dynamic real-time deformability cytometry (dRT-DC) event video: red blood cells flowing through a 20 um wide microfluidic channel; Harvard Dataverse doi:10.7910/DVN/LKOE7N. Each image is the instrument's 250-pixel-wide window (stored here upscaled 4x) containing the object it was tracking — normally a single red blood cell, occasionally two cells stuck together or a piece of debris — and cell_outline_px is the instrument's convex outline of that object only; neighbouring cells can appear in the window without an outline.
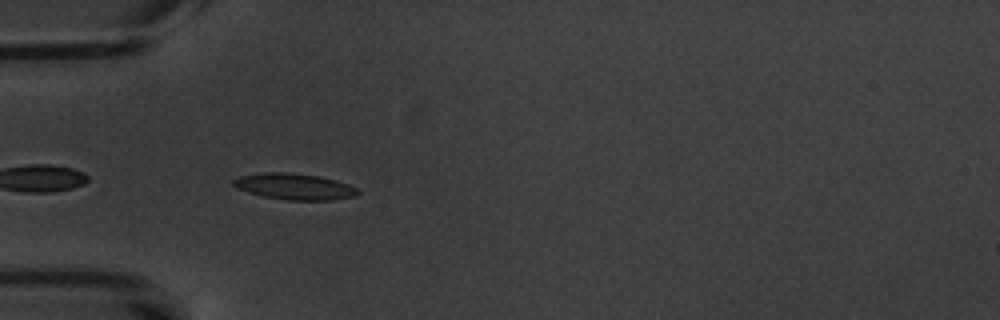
{"species": "common noctule bat (a hibernating species)", "species_latin": "Nyctalus noctula", "temperature_condition": "warm", "stored_images_in_passage": 7, "camera_frame_rate_fps": 3000, "um_per_image_px": 0.085, "animal": {"sex": "male", "body_mass_g": 20.1, "forearm_length_mm": 53.5}, "frame": {"image": 1, "passage_image": 5, "time_ms": 5.667, "image_size_px": [1000, 320], "cell_outline_px": [[360, 192], [356, 196], [332, 200], [288, 200], [264, 196], [248, 192], [236, 188], [232, 184], [232, 180], [240, 176], [264, 172], [292, 172], [320, 176], [336, 180], [348, 184], [356, 188]], "centroid_in_image_um": [25.03, 15.85], "position_along_channel_um": 60.0, "area_um2": 19.07}}
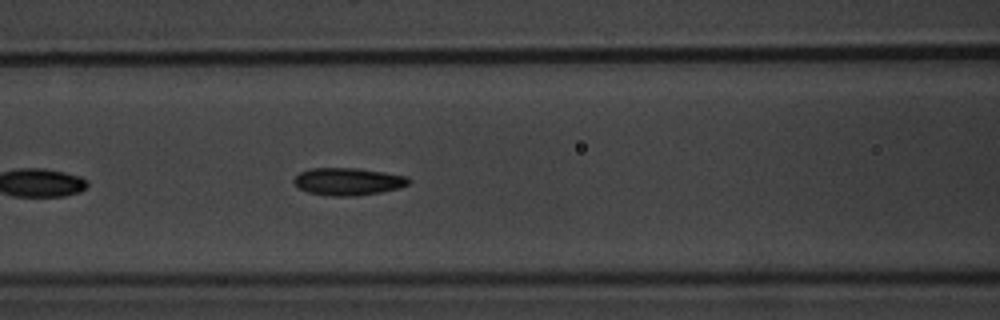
{"frame": {"image": 2, "passage_image": 7, "time_ms": 8.0, "image_size_px": [1000, 320], "cell_outline_px": [[412, 180], [408, 184], [400, 188], [380, 192], [356, 196], [332, 196], [308, 192], [300, 188], [292, 180], [300, 172], [312, 168], [356, 168], [384, 172], [408, 176]], "centroid_in_image_um": [29.62, 15.43], "position_along_channel_um": 137.0, "area_um2": 18.32}}